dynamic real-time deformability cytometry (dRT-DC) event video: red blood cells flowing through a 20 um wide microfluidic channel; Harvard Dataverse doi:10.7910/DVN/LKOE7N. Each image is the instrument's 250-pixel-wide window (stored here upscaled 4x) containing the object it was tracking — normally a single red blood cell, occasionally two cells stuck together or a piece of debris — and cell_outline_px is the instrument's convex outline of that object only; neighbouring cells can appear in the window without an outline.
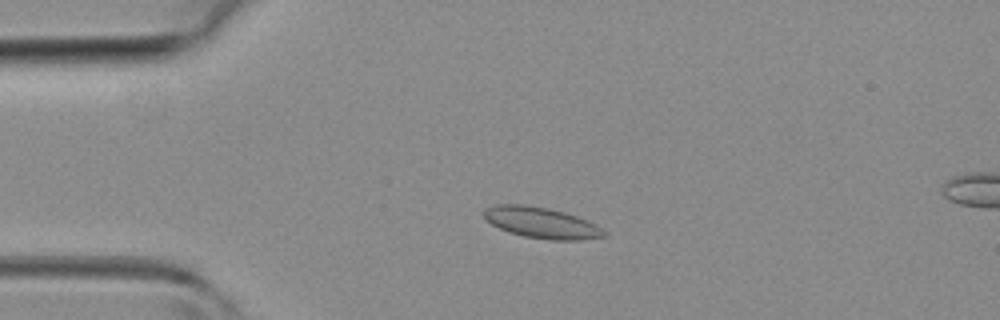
{"species": "common noctule bat (a hibernating species)", "species_latin": "Nyctalus noctula", "temperature_condition": "room temperature", "stored_images_in_passage": 44, "segment_of_instrument_passage": [1, 2], "camera_frame_rate_fps": 3000, "um_per_image_px": 0.085, "animal": {"sex": "female", "body_mass_g": 19.3, "forearm_length_mm": 54.1}, "frame": {"image": 1, "passage_image": 10, "time_ms": 3.0, "image_size_px": [1000, 320], "cell_outline_px": [[608, 236], [580, 240], [548, 240], [524, 236], [508, 232], [492, 224], [484, 216], [484, 208], [496, 204], [524, 204], [548, 208], [564, 212], [588, 220], [596, 224], [608, 232]], "centroid_in_image_um": [46.07, 18.94], "position_along_channel_um": 38.9, "area_um2": 21.85}}
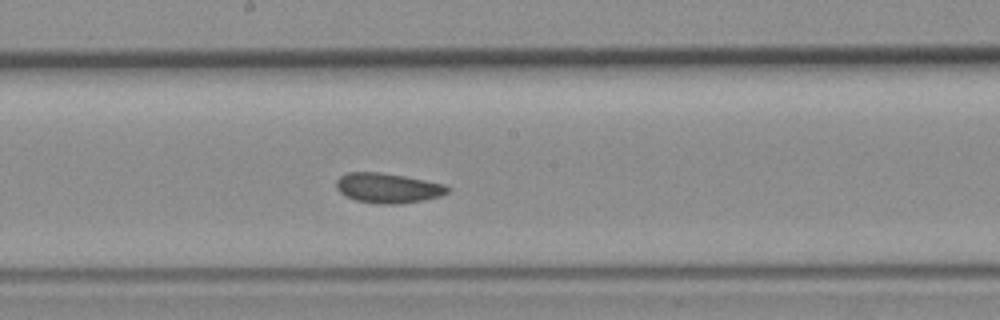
{"frame": {"image": 2, "passage_image": 23, "time_ms": 7.333, "image_size_px": [1000, 320], "cell_outline_px": [[452, 188], [448, 192], [440, 196], [424, 200], [400, 204], [376, 204], [356, 200], [340, 192], [336, 188], [336, 180], [340, 176], [348, 172], [380, 172], [404, 176], [444, 184]], "centroid_in_image_um": [32.98, 15.98], "position_along_channel_um": 215.2, "area_um2": 19.42}}
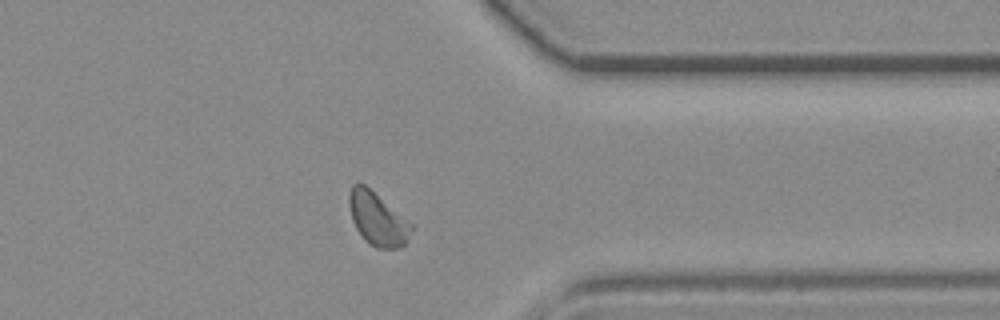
{"frame": {"image": 3, "passage_image": 34, "time_ms": 11.0, "image_size_px": [1000, 320], "cell_outline_px": [[412, 228], [408, 240], [404, 244], [396, 248], [376, 248], [368, 244], [360, 236], [352, 220], [348, 204], [348, 196], [352, 184], [364, 184], [412, 224]], "centroid_in_image_um": [32.05, 18.63], "position_along_channel_um": 379.4, "area_um2": 19.02}}